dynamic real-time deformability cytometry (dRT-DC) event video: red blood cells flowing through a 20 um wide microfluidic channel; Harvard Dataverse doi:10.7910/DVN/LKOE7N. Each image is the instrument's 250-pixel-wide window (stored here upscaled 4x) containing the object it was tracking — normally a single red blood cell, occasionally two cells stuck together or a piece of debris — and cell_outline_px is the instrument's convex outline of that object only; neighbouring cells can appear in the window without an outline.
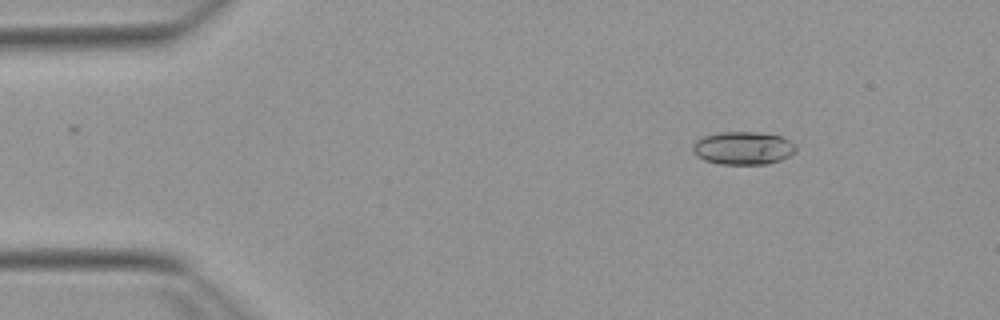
{"species": "Egyptian fruit bat (a non-hibernating species)", "species_latin": "Rousettus aegyptiacus", "temperature_condition": "warm", "stored_images_in_passage": 49, "camera_frame_rate_fps": 3000, "um_per_image_px": 0.085, "animal": {"sex": "female"}, "frame": {"image": 1, "passage_image": 6, "time_ms": 1.667, "image_size_px": [1000, 320], "cell_outline_px": [[796, 152], [780, 160], [768, 164], [720, 164], [704, 160], [696, 156], [692, 152], [692, 144], [696, 140], [704, 136], [720, 132], [756, 132], [780, 136], [796, 144]], "centroid_in_image_um": [63.14, 12.59], "position_along_channel_um": 21.9, "area_um2": 19.94}}
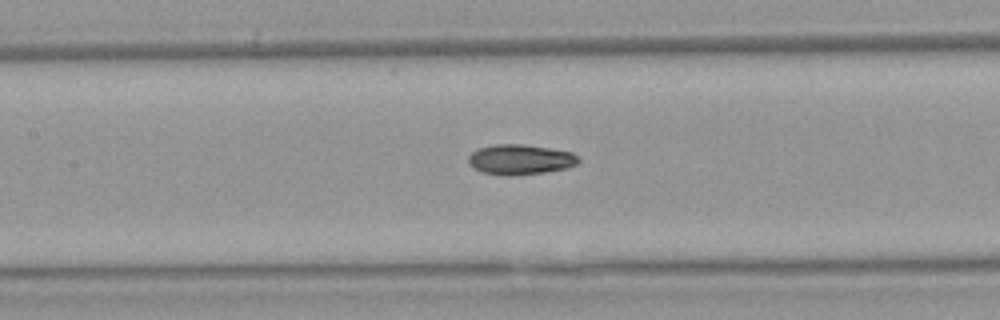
{"frame": {"image": 2, "passage_image": 23, "time_ms": 7.333, "image_size_px": [1000, 320], "cell_outline_px": [[580, 160], [576, 164], [564, 168], [544, 172], [512, 176], [504, 176], [484, 172], [472, 168], [468, 164], [468, 156], [472, 152], [480, 148], [496, 144], [520, 144], [548, 148], [572, 152]], "centroid_in_image_um": [44.17, 13.56], "position_along_channel_um": 163.2, "area_um2": 19.19}}
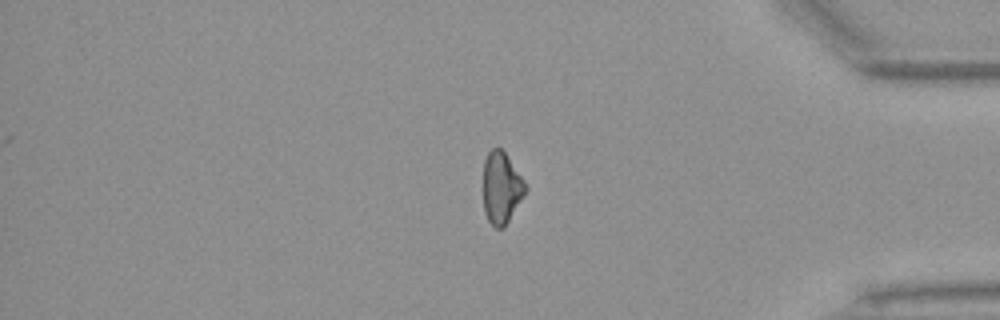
{"frame": {"image": 3, "passage_image": 43, "time_ms": 14.0, "image_size_px": [1000, 320], "cell_outline_px": [[528, 188], [524, 196], [504, 228], [496, 228], [488, 220], [484, 212], [484, 160], [488, 152], [492, 148], [500, 148], [504, 152], [524, 180]], "centroid_in_image_um": [42.63, 15.98], "position_along_channel_um": 392.6, "area_um2": 17.51}}